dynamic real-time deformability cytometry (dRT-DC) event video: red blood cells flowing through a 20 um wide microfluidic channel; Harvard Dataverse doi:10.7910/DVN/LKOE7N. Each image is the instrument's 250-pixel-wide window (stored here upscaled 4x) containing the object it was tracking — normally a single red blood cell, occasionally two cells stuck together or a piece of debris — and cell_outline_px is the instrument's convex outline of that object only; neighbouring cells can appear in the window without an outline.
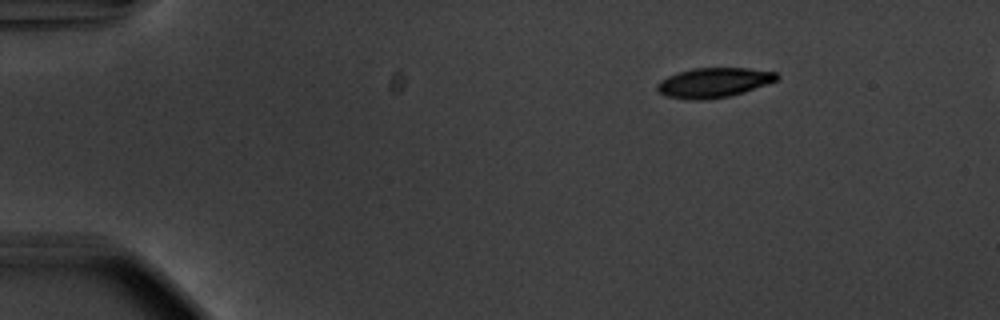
{"species": "common noctule bat (a hibernating species)", "species_latin": "Nyctalus noctula", "temperature_condition": "warm", "stored_images_in_passage": 48, "camera_frame_rate_fps": 3000, "um_per_image_px": 0.085, "animal": {"sex": "male", "body_mass_g": 20.1, "forearm_length_mm": 53.5}, "frame": {"image": 1, "passage_image": 1, "time_ms": 0.0, "image_size_px": [1000, 320], "cell_outline_px": [[780, 76], [776, 80], [768, 84], [744, 92], [728, 96], [700, 100], [688, 100], [668, 96], [660, 92], [656, 88], [656, 84], [660, 80], [676, 72], [692, 68], [748, 68], [776, 72]], "centroid_in_image_um": [60.66, 7.01], "position_along_channel_um": 24.3, "area_um2": 20.75}}
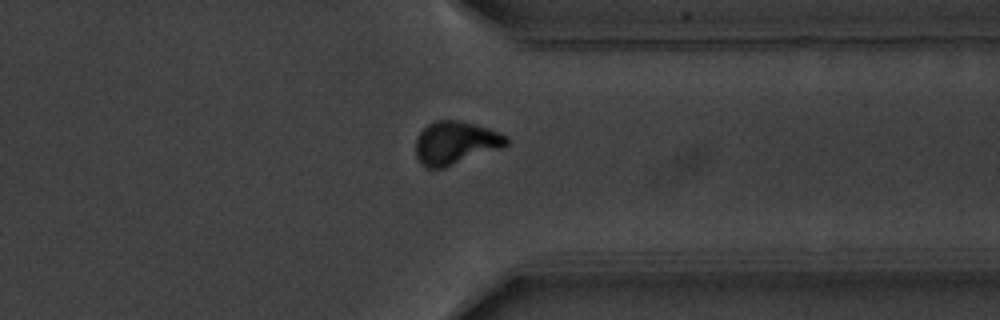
{"frame": {"image": 2, "passage_image": 36, "time_ms": 11.667, "image_size_px": [1000, 320], "cell_outline_px": [[508, 144], [504, 148], [444, 168], [428, 168], [420, 164], [416, 156], [416, 140], [420, 132], [428, 124], [436, 120], [460, 120], [476, 124], [500, 132], [508, 136]], "centroid_in_image_um": [38.75, 12.15], "position_along_channel_um": 372.7, "area_um2": 23.12}}
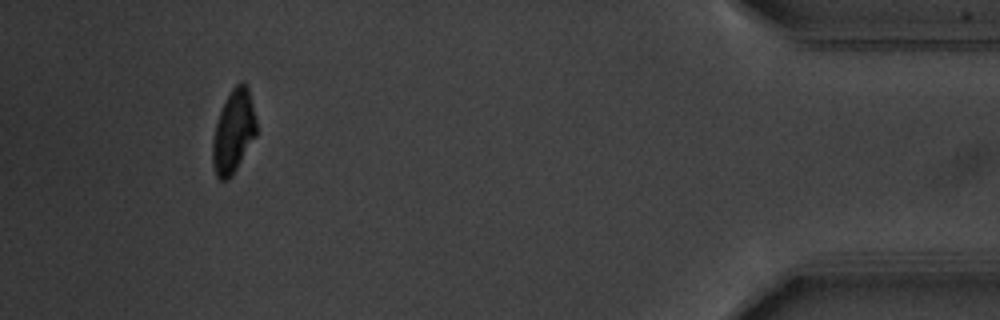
{"frame": {"image": 3, "passage_image": 44, "time_ms": 14.333, "image_size_px": [1000, 320], "cell_outline_px": [[256, 136], [232, 176], [228, 180], [220, 180], [216, 176], [212, 164], [212, 144], [216, 124], [220, 112], [232, 88], [240, 80], [244, 80], [248, 88], [256, 120]], "centroid_in_image_um": [19.84, 11.2], "position_along_channel_um": 415.4, "area_um2": 21.1}, "authors_computed_cell_mechanics": {"area_um2": 22.3975, "velocity_mm_per_s": 3.7324, "shape_relaxation_time_tau1_ms": 2.2263, "shape_relaxation_time_tau2_ms": 3.8007, "deformation_change_tau1": 0.1279, "deformation_change_tau2": 0.077}}